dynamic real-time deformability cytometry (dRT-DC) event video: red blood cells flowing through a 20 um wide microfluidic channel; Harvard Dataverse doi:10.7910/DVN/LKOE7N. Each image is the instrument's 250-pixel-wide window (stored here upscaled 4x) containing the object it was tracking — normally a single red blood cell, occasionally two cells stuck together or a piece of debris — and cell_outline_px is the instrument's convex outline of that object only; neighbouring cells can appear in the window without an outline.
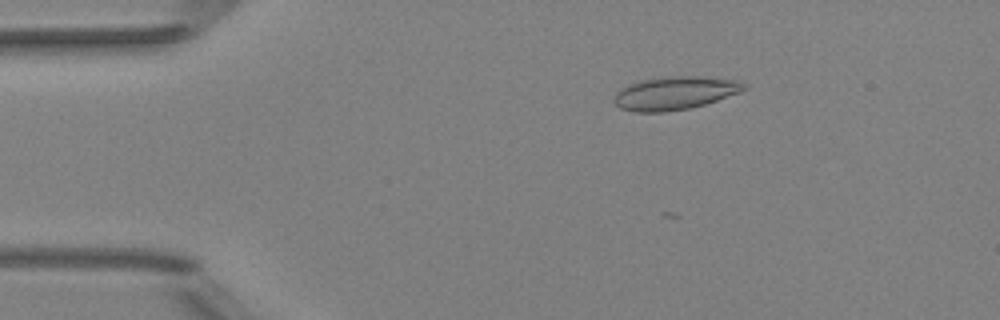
{"species": "Egyptian fruit bat (a non-hibernating species)", "species_latin": "Rousettus aegyptiacus", "temperature_condition": "room temperature", "stored_images_in_passage": 52, "camera_frame_rate_fps": 3000, "um_per_image_px": 0.085, "animal": {"sex": "female"}, "frame": {"image": 1, "passage_image": 9, "time_ms": 2.667, "image_size_px": [1000, 320], "cell_outline_px": [[748, 88], [740, 92], [704, 104], [688, 108], [664, 112], [636, 112], [620, 108], [616, 104], [616, 92], [620, 88], [640, 80], [664, 76], [704, 76], [740, 80], [748, 84]], "centroid_in_image_um": [57.41, 7.89], "position_along_channel_um": 27.6, "area_um2": 25.2}}
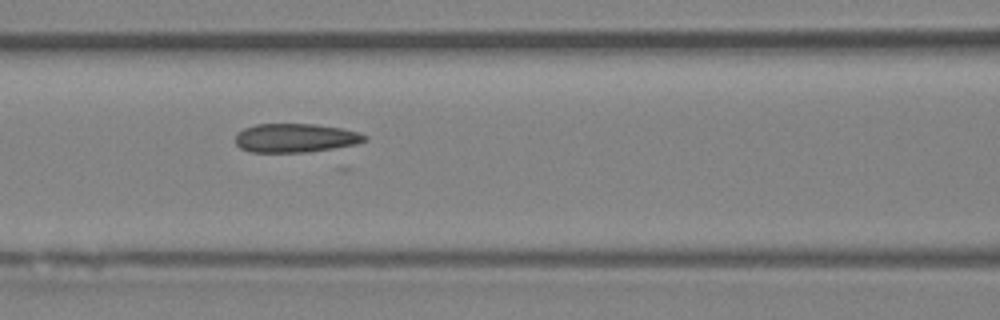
{"frame": {"image": 2, "passage_image": 22, "time_ms": 7.0, "image_size_px": [1000, 320], "cell_outline_px": [[368, 140], [356, 144], [308, 152], [248, 152], [240, 148], [236, 144], [236, 132], [244, 128], [256, 124], [316, 124], [340, 128], [360, 132], [368, 136]], "centroid_in_image_um": [25.11, 11.72], "position_along_channel_um": 141.5, "area_um2": 21.85}}
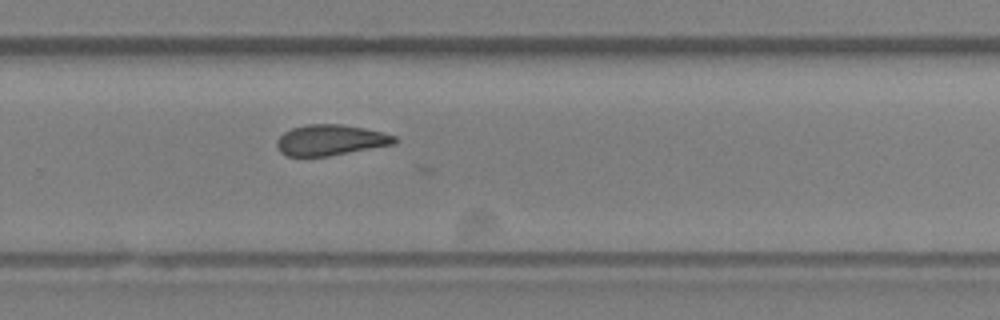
{"frame": {"image": 3, "passage_image": 34, "time_ms": 11.0, "image_size_px": [1000, 320], "cell_outline_px": [[396, 144], [328, 156], [288, 156], [280, 152], [276, 144], [276, 140], [284, 132], [292, 128], [308, 124], [340, 124], [364, 128], [384, 132], [396, 136]], "centroid_in_image_um": [28.1, 11.9], "position_along_channel_um": 301.7, "area_um2": 21.1}}